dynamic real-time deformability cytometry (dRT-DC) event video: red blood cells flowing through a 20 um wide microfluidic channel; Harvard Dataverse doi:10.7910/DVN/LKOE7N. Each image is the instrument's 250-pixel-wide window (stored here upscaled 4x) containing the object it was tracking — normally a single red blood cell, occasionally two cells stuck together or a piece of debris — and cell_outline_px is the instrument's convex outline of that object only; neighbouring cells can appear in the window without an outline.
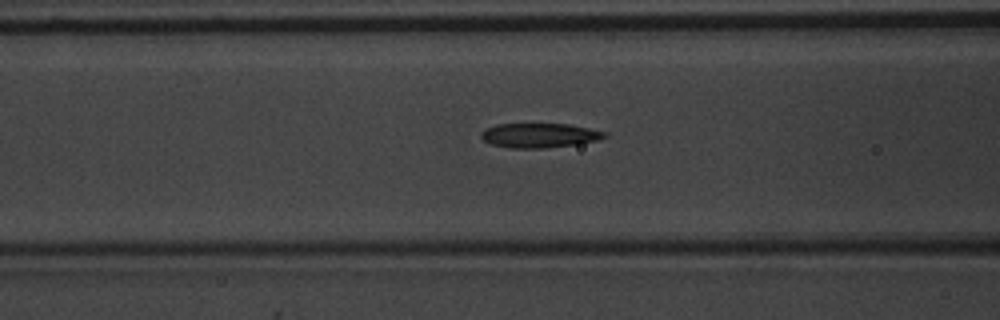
{"species": "common noctule bat (a hibernating species)", "species_latin": "Nyctalus noctula", "temperature_condition": "warm", "stored_images_in_passage": 46, "camera_frame_rate_fps": 3000, "um_per_image_px": 0.085, "animal": {"sex": "male", "body_mass_g": 20.1, "forearm_length_mm": 53.5}, "frame": {"image": 1, "passage_image": 17, "time_ms": 5.333, "image_size_px": [1000, 320], "cell_outline_px": [[608, 136], [596, 140], [576, 144], [544, 148], [512, 148], [492, 144], [484, 140], [480, 136], [480, 132], [484, 128], [496, 124], [568, 124], [608, 132]], "centroid_in_image_um": [45.83, 11.5], "position_along_channel_um": 120.8, "area_um2": 17.57}}
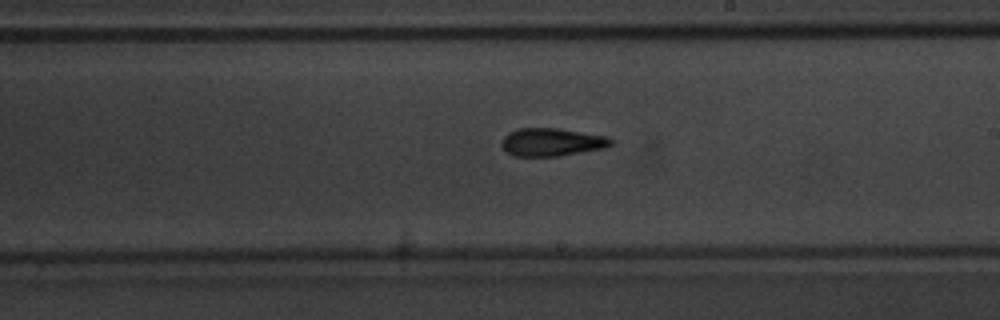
{"frame": {"image": 2, "passage_image": 26, "time_ms": 8.333, "image_size_px": [1000, 320], "cell_outline_px": [[616, 144], [608, 148], [560, 156], [512, 156], [500, 144], [500, 140], [508, 132], [516, 128], [560, 128], [608, 136], [616, 140]], "centroid_in_image_um": [46.98, 12.07], "position_along_channel_um": 242.0, "area_um2": 18.44}}
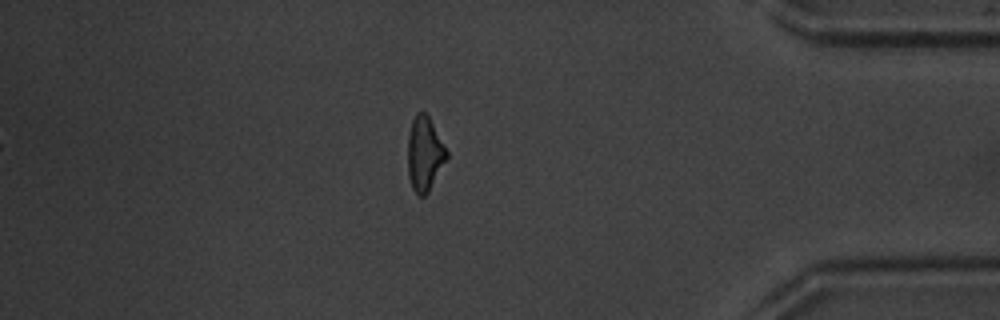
{"frame": {"image": 3, "passage_image": 40, "time_ms": 13.0, "image_size_px": [1000, 320], "cell_outline_px": [[448, 156], [428, 192], [424, 196], [420, 196], [412, 188], [408, 176], [408, 132], [412, 120], [416, 112], [424, 112], [428, 116], [448, 152]], "centroid_in_image_um": [36.07, 13.07], "position_along_channel_um": 399.1, "area_um2": 16.65}, "authors_computed_cell_mechanics": {"area_um2": 17.3978, "velocity_mm_per_s": 4.0479, "shape_relaxation_time_tau1_ms": 5.5203, "shape_relaxation_time_tau2_ms": 4.4902, "deformation_change_tau1": 0.1715, "deformation_change_tau2": 0.1563}}